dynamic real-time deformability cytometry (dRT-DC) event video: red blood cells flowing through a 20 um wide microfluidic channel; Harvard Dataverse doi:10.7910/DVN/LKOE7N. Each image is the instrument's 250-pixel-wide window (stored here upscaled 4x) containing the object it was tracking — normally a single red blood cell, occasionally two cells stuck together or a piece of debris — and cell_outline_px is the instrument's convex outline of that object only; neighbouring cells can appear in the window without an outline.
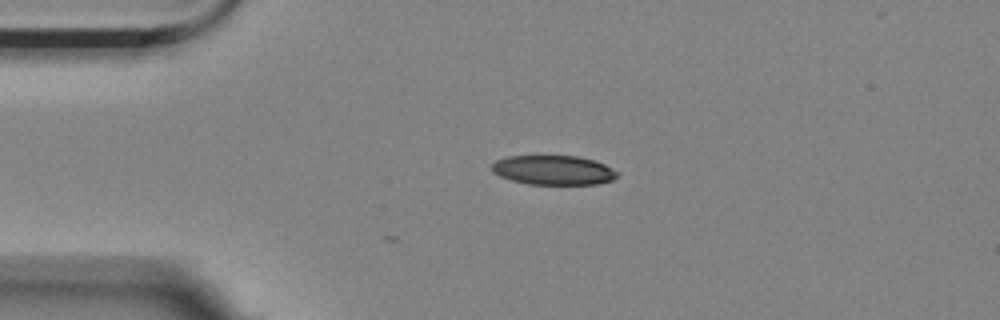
{"species": "Egyptian fruit bat (a non-hibernating species)", "species_latin": "Rousettus aegyptiacus", "temperature_condition": "room temperature", "stored_images_in_passage": 2, "camera_frame_rate_fps": 3000, "um_per_image_px": 0.085, "animal": {"sex": "female"}, "frame": {"image": 1, "passage_image": 2, "time_ms": 0.333, "image_size_px": [1000, 320], "cell_outline_px": [[616, 176], [612, 180], [596, 184], [528, 184], [512, 180], [500, 176], [492, 172], [492, 164], [496, 160], [508, 156], [580, 156], [604, 164], [616, 172]], "centroid_in_image_um": [47.0, 14.46], "position_along_channel_um": 38.0, "area_um2": 21.27}}